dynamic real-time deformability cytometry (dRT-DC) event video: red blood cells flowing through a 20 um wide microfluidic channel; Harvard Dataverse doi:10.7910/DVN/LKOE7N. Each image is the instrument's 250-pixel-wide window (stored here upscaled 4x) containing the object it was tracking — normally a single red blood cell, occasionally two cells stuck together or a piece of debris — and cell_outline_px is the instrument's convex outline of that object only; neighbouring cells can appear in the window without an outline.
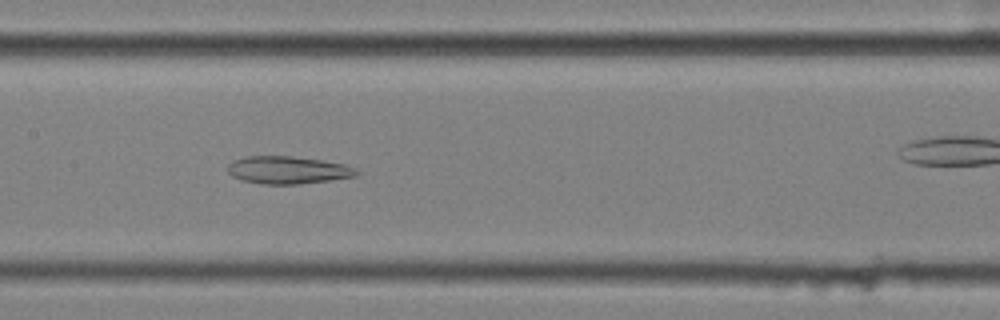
{"species": "common noctule bat (a hibernating species)", "species_latin": "Nyctalus noctula", "temperature_condition": "cold", "stored_images_in_passage": 58, "camera_frame_rate_fps": 3000, "um_per_image_px": 0.085, "animal": {"sex": "female", "body_mass_g": 25.1}, "frame": {"image": 1, "passage_image": 29, "time_ms": 9.333, "image_size_px": [1000, 320], "cell_outline_px": [[360, 172], [356, 176], [300, 184], [260, 184], [240, 180], [232, 176], [228, 172], [228, 164], [232, 160], [248, 156], [292, 156], [320, 160], [344, 164], [356, 168]], "centroid_in_image_um": [24.44, 14.45], "position_along_channel_um": 183.0, "area_um2": 20.75}}
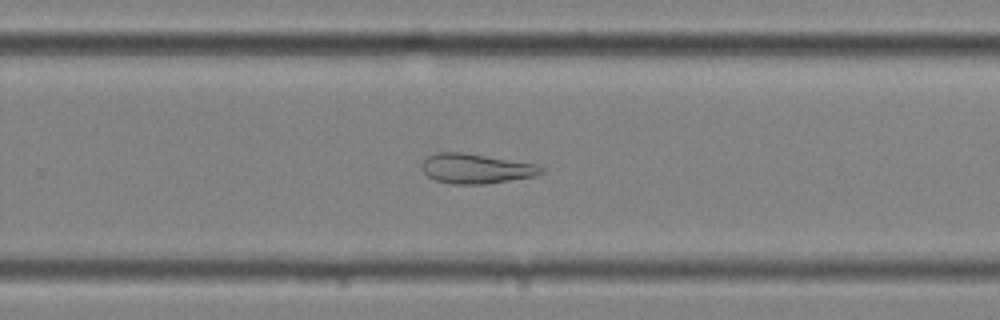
{"frame": {"image": 2, "passage_image": 38, "time_ms": 12.333, "image_size_px": [1000, 320], "cell_outline_px": [[544, 172], [536, 176], [488, 184], [452, 184], [436, 180], [428, 176], [420, 168], [420, 164], [428, 156], [436, 152], [464, 152], [536, 164], [544, 168]], "centroid_in_image_um": [40.46, 14.33], "position_along_channel_um": 289.3, "area_um2": 20.92}}
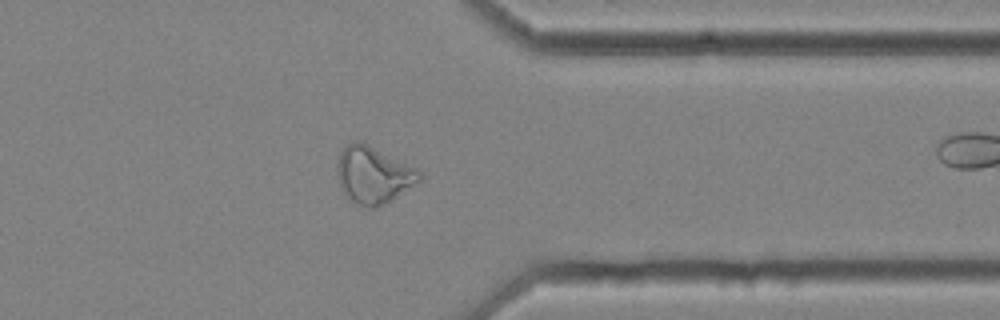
{"frame": {"image": 3, "passage_image": 46, "time_ms": 15.0, "image_size_px": [1000, 320], "cell_outline_px": [[424, 176], [420, 180], [384, 204], [372, 208], [368, 208], [352, 200], [344, 192], [340, 184], [336, 172], [336, 164], [340, 152], [352, 140], [360, 140], [424, 172]], "centroid_in_image_um": [31.73, 14.83], "position_along_channel_um": 379.7, "area_um2": 26.99}, "authors_computed_cell_mechanics": {"area_um2": 28.3509, "velocity_mm_per_s": 3.5497, "shape_relaxation_time_tau1_ms": null, "shape_relaxation_time_tau2_ms": 4.1805, "deformation_change_tau1": null, "deformation_change_tau2": 0.1292}}